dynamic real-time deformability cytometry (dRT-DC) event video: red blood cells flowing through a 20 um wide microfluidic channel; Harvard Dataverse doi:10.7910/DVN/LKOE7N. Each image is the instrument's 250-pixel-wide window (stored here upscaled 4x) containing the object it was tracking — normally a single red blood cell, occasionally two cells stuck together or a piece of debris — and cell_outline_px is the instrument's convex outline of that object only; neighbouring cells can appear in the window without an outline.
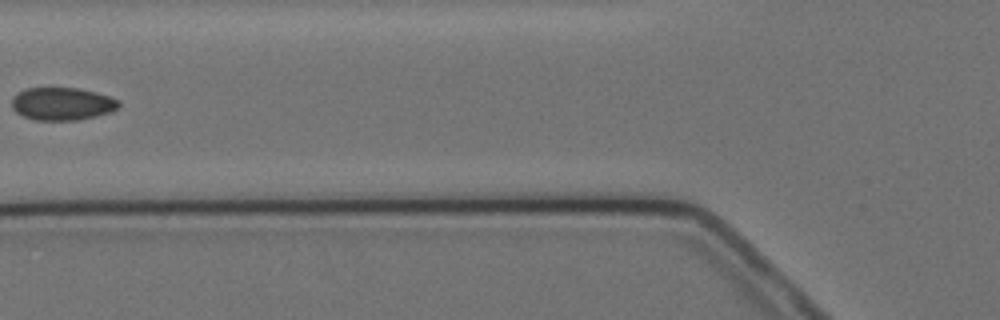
{"species": "Egyptian fruit bat (a non-hibernating species)", "species_latin": "Rousettus aegyptiacus", "temperature_condition": "cold", "stored_images_in_passage": 15, "camera_frame_rate_fps": 3000, "um_per_image_px": 0.085, "animal": {"sex": "female"}, "frame": {"image": 1, "passage_image": 6, "time_ms": 6.667, "image_size_px": [1000, 320], "cell_outline_px": [[120, 108], [96, 116], [76, 120], [36, 120], [24, 116], [16, 112], [12, 108], [12, 96], [16, 92], [24, 88], [76, 88], [96, 92], [120, 100]], "centroid_in_image_um": [5.27, 8.81], "position_along_channel_um": 120.5, "area_um2": 20.52}}
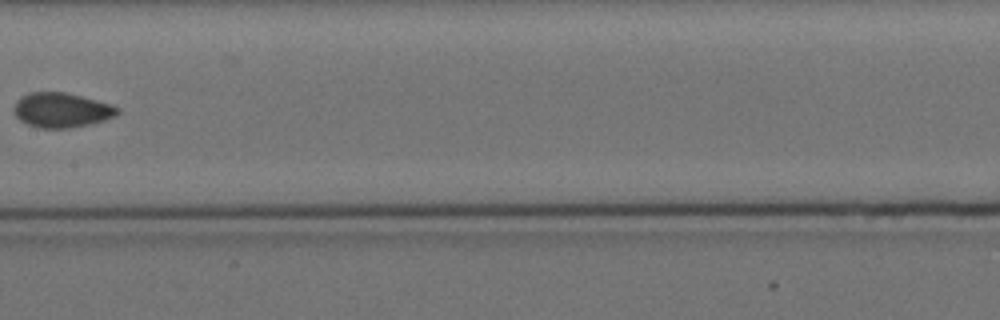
{"frame": {"image": 2, "passage_image": 8, "time_ms": 9.0, "image_size_px": [1000, 320], "cell_outline_px": [[120, 112], [116, 116], [104, 120], [88, 124], [68, 128], [40, 128], [28, 124], [20, 120], [16, 116], [16, 100], [20, 96], [32, 92], [64, 92], [112, 104], [120, 108]], "centroid_in_image_um": [5.27, 9.35], "position_along_channel_um": 202.1, "area_um2": 20.75}}
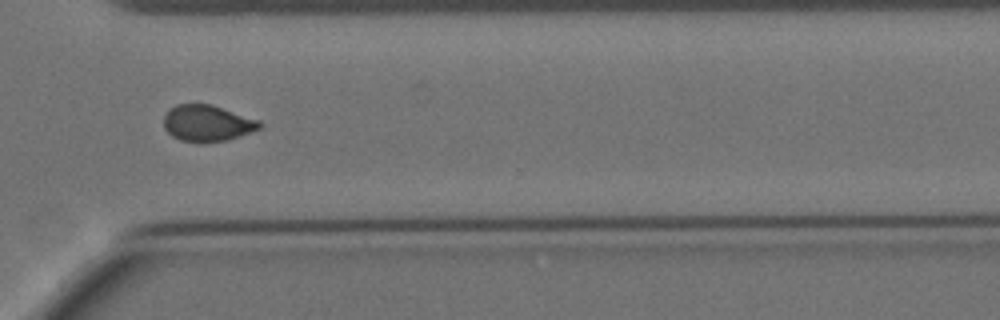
{"frame": {"image": 3, "passage_image": 12, "time_ms": 13.333, "image_size_px": [1000, 320], "cell_outline_px": [[264, 124], [260, 128], [228, 140], [180, 140], [172, 136], [164, 128], [164, 116], [168, 108], [176, 104], [212, 104], [260, 120]], "centroid_in_image_um": [17.62, 10.42], "position_along_channel_um": 353.0, "area_um2": 20.0}, "authors_computed_cell_mechanics": {"area_um2": 20.9814, "velocity_mm_per_s": 3.4995, "shape_relaxation_time_tau1_ms": 11.0005, "shape_relaxation_time_tau2_ms": 1.3866, "deformation_change_tau1": 0.1251, "deformation_change_tau2": 0.0497}}